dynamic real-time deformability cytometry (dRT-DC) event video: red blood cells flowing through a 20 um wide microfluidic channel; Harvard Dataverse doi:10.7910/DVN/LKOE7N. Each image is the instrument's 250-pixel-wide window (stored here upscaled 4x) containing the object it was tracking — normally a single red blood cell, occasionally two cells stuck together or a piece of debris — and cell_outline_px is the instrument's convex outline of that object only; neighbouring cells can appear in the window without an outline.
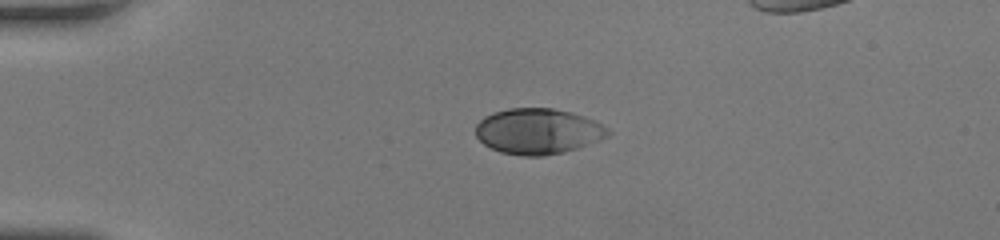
{"species": "human", "species_latin": "Homo sapiens", "temperature_condition": "room temperature", "stored_images_in_passage": 37, "camera_frame_rate_fps": 3000, "um_per_image_px": 0.085, "donor": {"sex": "female"}, "frame": {"image": 1, "passage_image": 1, "time_ms": 0.0, "image_size_px": [1000, 240], "cell_outline_px": [[612, 132], [608, 136], [600, 140], [564, 152], [544, 156], [524, 156], [500, 152], [484, 144], [476, 136], [476, 124], [484, 116], [492, 112], [508, 108], [552, 108], [572, 112], [584, 116], [608, 128]], "centroid_in_image_um": [45.72, 11.15], "position_along_channel_um": 39.3, "area_um2": 35.26}}
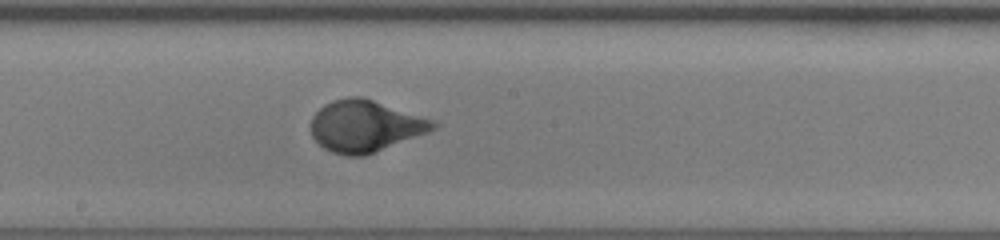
{"frame": {"image": 2, "passage_image": 17, "time_ms": 5.333, "image_size_px": [1000, 240], "cell_outline_px": [[440, 124], [436, 128], [428, 132], [364, 156], [348, 156], [332, 152], [324, 148], [312, 136], [312, 116], [324, 104], [332, 100], [348, 96], [360, 96], [436, 120]], "centroid_in_image_um": [31.06, 10.7], "position_along_channel_um": 217.1, "area_um2": 36.65}}
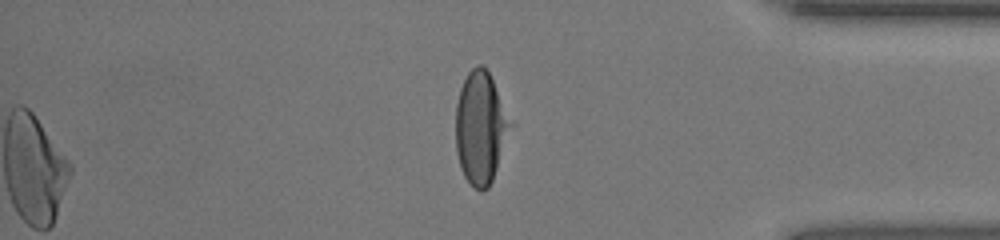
{"frame": {"image": 3, "passage_image": 31, "time_ms": 10.0, "image_size_px": [1000, 240], "cell_outline_px": [[516, 124], [492, 180], [488, 188], [480, 192], [472, 188], [464, 176], [460, 168], [456, 152], [456, 104], [460, 88], [468, 72], [476, 64], [480, 64], [488, 72]], "centroid_in_image_um": [40.9, 10.89], "position_along_channel_um": 394.3, "area_um2": 36.82}}